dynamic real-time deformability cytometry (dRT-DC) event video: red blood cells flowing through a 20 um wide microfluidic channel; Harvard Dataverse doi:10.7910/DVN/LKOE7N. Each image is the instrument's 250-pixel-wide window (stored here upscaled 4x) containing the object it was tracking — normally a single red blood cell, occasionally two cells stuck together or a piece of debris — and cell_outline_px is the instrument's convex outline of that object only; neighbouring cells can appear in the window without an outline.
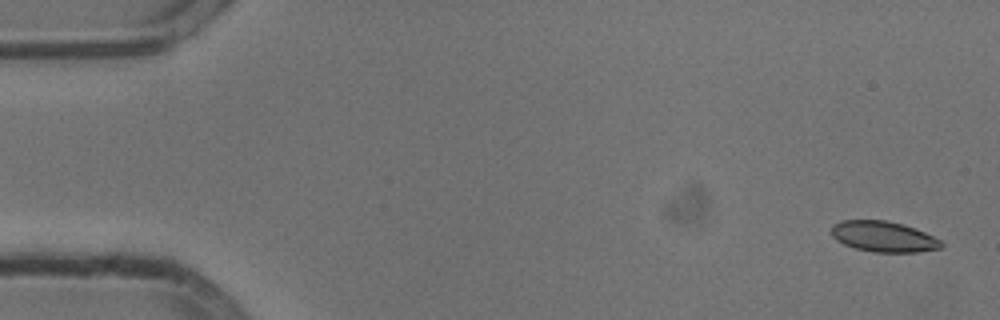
{"species": "common noctule bat (a hibernating species)", "species_latin": "Nyctalus noctula", "temperature_condition": "cold", "stored_images_in_passage": 33, "camera_frame_rate_fps": 3000, "um_per_image_px": 0.085, "animal": {"sex": "male", "body_mass_g": 13.3}, "frame": {"image": 1, "passage_image": 1, "time_ms": 0.0, "image_size_px": [1000, 320], "cell_outline_px": [[944, 244], [940, 248], [916, 252], [872, 252], [856, 248], [844, 244], [836, 240], [832, 236], [832, 224], [840, 220], [884, 220], [904, 224], [916, 228], [940, 240]], "centroid_in_image_um": [75.08, 20.1], "position_along_channel_um": 9.9, "area_um2": 19.65}}
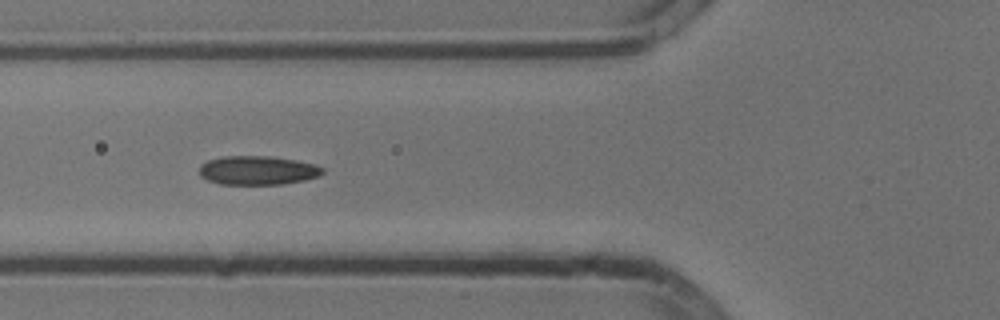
{"frame": {"image": 2, "passage_image": 19, "time_ms": 6.0, "image_size_px": [1000, 320], "cell_outline_px": [[324, 172], [320, 176], [304, 180], [280, 184], [220, 184], [208, 180], [200, 176], [200, 164], [208, 160], [224, 156], [268, 156], [296, 160], [316, 164], [324, 168]], "centroid_in_image_um": [21.92, 14.47], "position_along_channel_um": 103.9, "area_um2": 20.81}}
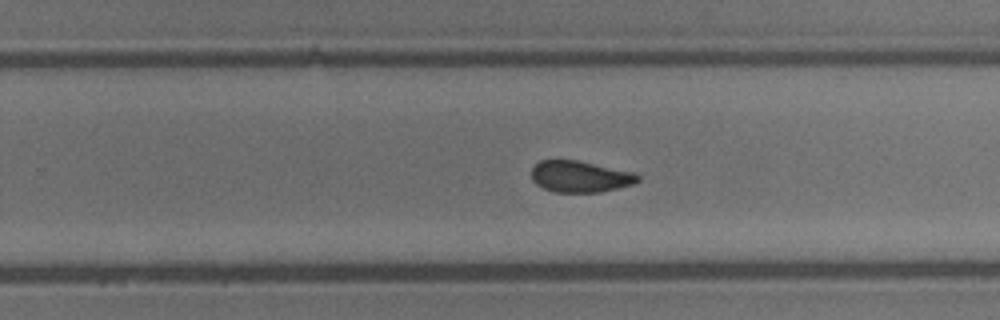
{"frame": {"image": 3, "passage_image": 33, "time_ms": 10.667, "image_size_px": [1000, 320], "cell_outline_px": [[640, 180], [632, 184], [600, 192], [552, 192], [536, 184], [532, 180], [532, 168], [540, 160], [576, 160], [636, 172], [640, 176]], "centroid_in_image_um": [49.32, 15.0], "position_along_channel_um": 280.5, "area_um2": 19.48}}